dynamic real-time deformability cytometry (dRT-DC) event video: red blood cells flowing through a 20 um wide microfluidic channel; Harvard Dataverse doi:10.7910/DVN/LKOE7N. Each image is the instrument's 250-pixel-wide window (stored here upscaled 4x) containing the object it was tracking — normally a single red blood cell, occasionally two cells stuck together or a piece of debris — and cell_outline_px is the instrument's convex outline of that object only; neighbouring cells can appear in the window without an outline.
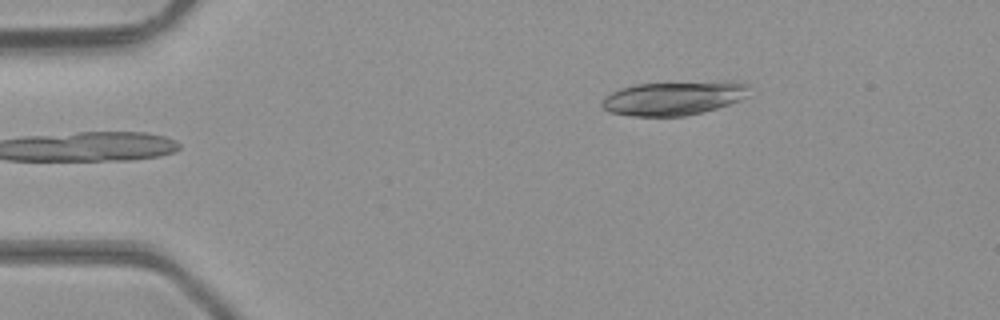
{"species": "common noctule bat (a hibernating species)", "species_latin": "Nyctalus noctula", "temperature_condition": "room temperature", "stored_images_in_passage": 40, "camera_frame_rate_fps": 3000, "um_per_image_px": 0.085, "animal": {"sex": "male", "body_mass_g": 23.1, "forearm_length_mm": 52.7}, "frame": {"image": 1, "passage_image": 1, "time_ms": 0.0, "image_size_px": [1000, 320], "cell_outline_px": [[748, 96], [740, 100], [716, 108], [684, 116], [632, 116], [608, 112], [600, 104], [604, 96], [620, 88], [636, 84], [748, 84]], "centroid_in_image_um": [57.1, 8.4], "position_along_channel_um": 27.9, "area_um2": 27.74}}